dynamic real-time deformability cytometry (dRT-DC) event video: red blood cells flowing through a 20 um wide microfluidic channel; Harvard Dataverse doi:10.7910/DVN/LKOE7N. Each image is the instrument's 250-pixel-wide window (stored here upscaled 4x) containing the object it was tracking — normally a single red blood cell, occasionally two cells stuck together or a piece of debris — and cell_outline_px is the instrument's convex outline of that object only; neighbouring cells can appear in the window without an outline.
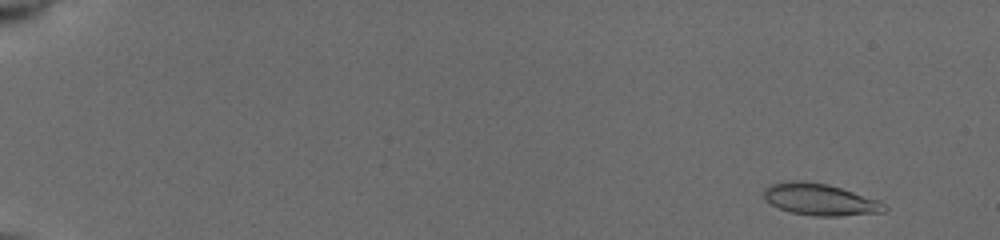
{"species": "common noctule bat (a hibernating species)", "species_latin": "Nyctalus noctula", "temperature_condition": "cold", "stored_images_in_passage": 51, "camera_frame_rate_fps": 3000, "um_per_image_px": 0.085, "animal": {"sex": "female", "body_mass_g": 19.5, "forearm_length_mm": 54.1}, "frame": {"image": 1, "passage_image": 3, "time_ms": 0.667, "image_size_px": [1000, 240], "cell_outline_px": [[888, 208], [884, 212], [836, 216], [812, 216], [788, 212], [764, 200], [764, 188], [772, 184], [784, 180], [804, 180], [828, 184], [880, 200]], "centroid_in_image_um": [69.68, 16.95], "position_along_channel_um": 15.3, "area_um2": 22.54}}
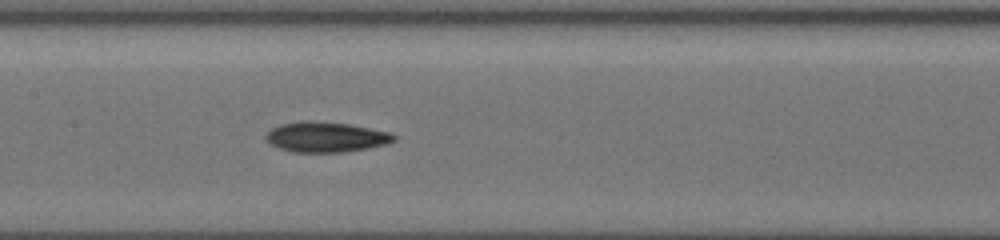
{"frame": {"image": 2, "passage_image": 26, "time_ms": 9.0, "image_size_px": [1000, 240], "cell_outline_px": [[396, 140], [388, 144], [368, 148], [344, 152], [292, 152], [280, 148], [264, 140], [264, 136], [272, 128], [280, 124], [308, 120], [312, 120], [348, 124], [392, 132], [396, 136]], "centroid_in_image_um": [27.72, 11.64], "position_along_channel_um": 179.7, "area_um2": 22.72}}
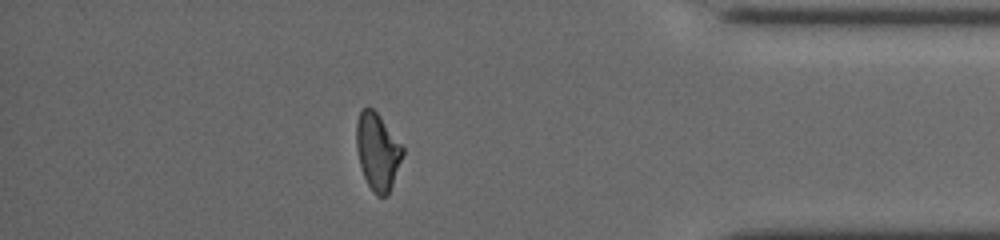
{"frame": {"image": 3, "passage_image": 43, "time_ms": 15.333, "image_size_px": [1000, 240], "cell_outline_px": [[404, 152], [388, 196], [376, 196], [372, 192], [364, 176], [360, 164], [356, 148], [356, 124], [360, 112], [364, 108], [372, 108], [380, 116], [404, 148]], "centroid_in_image_um": [32.09, 12.9], "position_along_channel_um": 403.1, "area_um2": 20.58}, "authors_computed_cell_mechanics": {"area_um2": 21.675, "velocity_mm_per_s": 3.9336, "shape_relaxation_time_tau1_ms": 4.8433, "shape_relaxation_time_tau2_ms": 2.364, "deformation_change_tau1": 0.132, "deformation_change_tau2": 0.0889}}